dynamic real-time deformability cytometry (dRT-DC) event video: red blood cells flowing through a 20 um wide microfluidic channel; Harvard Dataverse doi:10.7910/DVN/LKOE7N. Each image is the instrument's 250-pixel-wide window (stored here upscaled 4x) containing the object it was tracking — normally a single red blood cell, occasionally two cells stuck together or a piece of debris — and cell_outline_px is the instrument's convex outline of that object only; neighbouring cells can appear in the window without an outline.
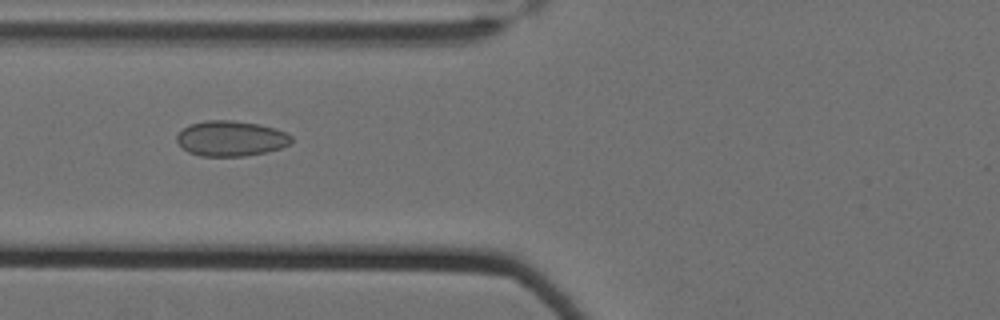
{"species": "Egyptian fruit bat (a non-hibernating species)", "species_latin": "Rousettus aegyptiacus", "temperature_condition": "cold", "stored_images_in_passage": 52, "camera_frame_rate_fps": 3000, "um_per_image_px": 0.085, "animal": {"sex": "female"}, "frame": {"image": 1, "passage_image": 18, "time_ms": 5.667, "image_size_px": [1000, 320], "cell_outline_px": [[292, 140], [288, 144], [280, 148], [268, 152], [244, 156], [200, 156], [188, 152], [176, 140], [176, 136], [188, 124], [204, 120], [232, 120], [256, 124], [276, 128], [292, 136]], "centroid_in_image_um": [19.61, 11.77], "position_along_channel_um": 106.2, "area_um2": 23.58}}
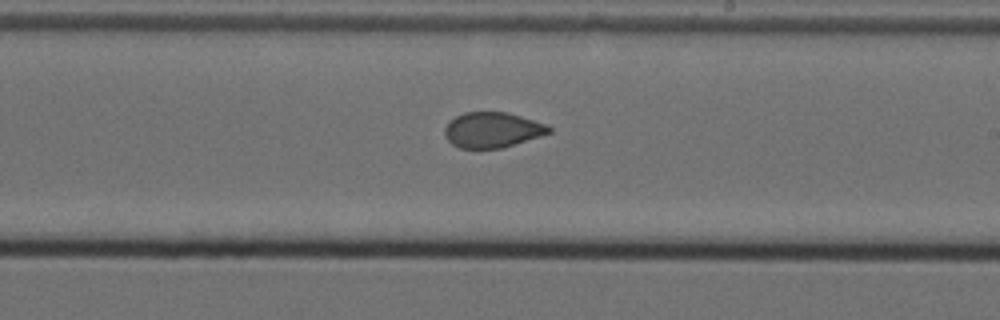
{"frame": {"image": 2, "passage_image": 30, "time_ms": 9.667, "image_size_px": [1000, 320], "cell_outline_px": [[552, 132], [540, 136], [500, 148], [460, 148], [452, 144], [444, 136], [444, 128], [448, 120], [464, 112], [504, 112], [520, 116], [548, 124], [552, 128]], "centroid_in_image_um": [41.82, 11.03], "position_along_channel_um": 247.2, "area_um2": 21.5}}
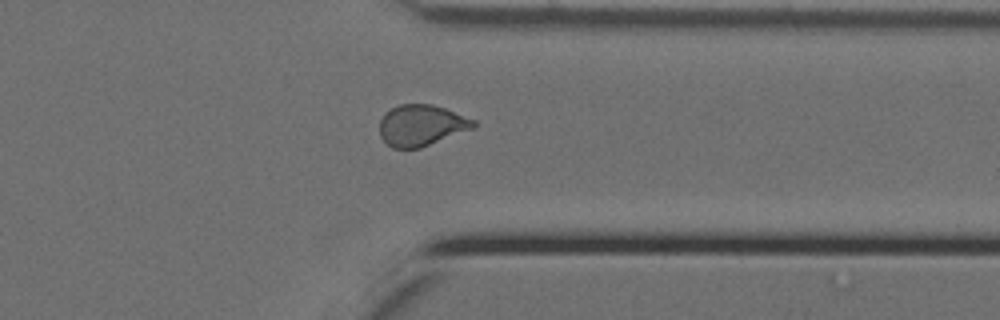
{"frame": {"image": 3, "passage_image": 41, "time_ms": 13.333, "image_size_px": [1000, 320], "cell_outline_px": [[476, 128], [420, 148], [392, 148], [380, 136], [380, 120], [384, 112], [400, 104], [432, 104], [444, 108], [476, 120]], "centroid_in_image_um": [35.83, 10.65], "position_along_channel_um": 375.6, "area_um2": 22.66}, "authors_computed_cell_mechanics": {"area_um2": 22.7154, "velocity_mm_per_s": 3.5029, "shape_relaxation_time_tau1_ms": null, "shape_relaxation_time_tau2_ms": 1.2816, "deformation_change_tau1": null, "deformation_change_tau2": 0.0645}}